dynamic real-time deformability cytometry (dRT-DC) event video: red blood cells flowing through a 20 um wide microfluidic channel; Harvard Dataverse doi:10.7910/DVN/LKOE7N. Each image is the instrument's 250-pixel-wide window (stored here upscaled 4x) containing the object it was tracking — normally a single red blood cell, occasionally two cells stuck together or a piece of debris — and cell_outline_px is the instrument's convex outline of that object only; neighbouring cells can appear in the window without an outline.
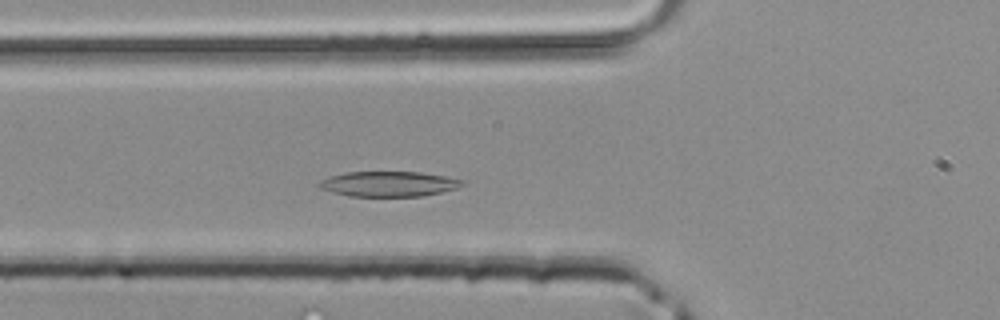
{"species": "common noctule bat (a hibernating species)", "species_latin": "Nyctalus noctula", "temperature_condition": "room temperature", "stored_images_in_passage": 32, "camera_frame_rate_fps": 3000, "um_per_image_px": 0.085, "animal": {"sex": "male", "body_mass_g": 20.4}, "frame": {"image": 1, "passage_image": 7, "time_ms": 2.0, "image_size_px": [1000, 320], "cell_outline_px": [[468, 184], [456, 188], [440, 192], [420, 196], [348, 196], [316, 188], [316, 184], [320, 180], [328, 176], [344, 172], [420, 172], [448, 176], [464, 180]], "centroid_in_image_um": [33.01, 15.62], "position_along_channel_um": 92.8, "area_um2": 21.33}}
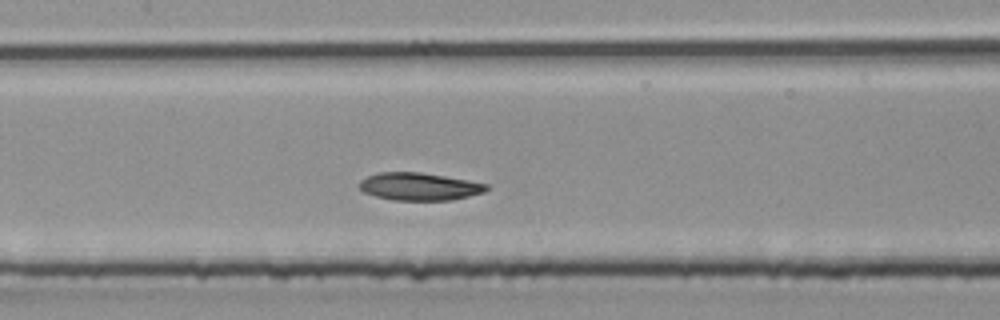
{"frame": {"image": 2, "passage_image": 12, "time_ms": 3.667, "image_size_px": [1000, 320], "cell_outline_px": [[488, 188], [484, 192], [452, 200], [392, 200], [376, 196], [364, 192], [360, 188], [360, 180], [368, 176], [380, 172], [420, 172], [468, 180], [488, 184]], "centroid_in_image_um": [35.64, 15.85], "position_along_channel_um": 171.8, "area_um2": 20.29}}
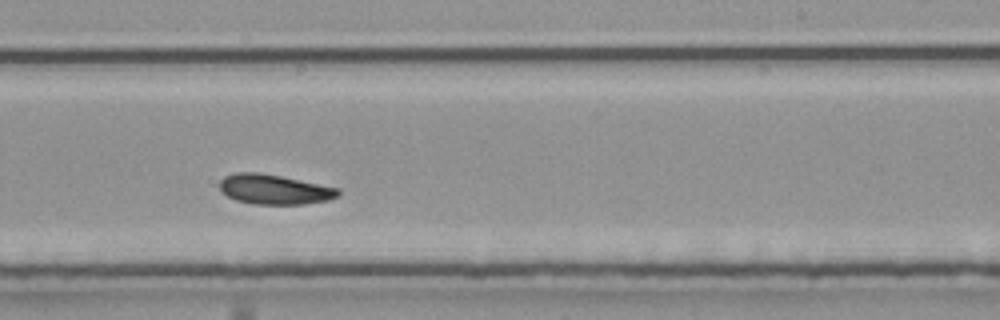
{"frame": {"image": 3, "passage_image": 18, "time_ms": 5.667, "image_size_px": [1000, 320], "cell_outline_px": [[340, 196], [328, 200], [304, 204], [252, 204], [236, 200], [220, 192], [220, 180], [224, 176], [236, 172], [256, 172], [280, 176], [340, 188]], "centroid_in_image_um": [23.31, 16.1], "position_along_channel_um": 265.7, "area_um2": 20.69}}